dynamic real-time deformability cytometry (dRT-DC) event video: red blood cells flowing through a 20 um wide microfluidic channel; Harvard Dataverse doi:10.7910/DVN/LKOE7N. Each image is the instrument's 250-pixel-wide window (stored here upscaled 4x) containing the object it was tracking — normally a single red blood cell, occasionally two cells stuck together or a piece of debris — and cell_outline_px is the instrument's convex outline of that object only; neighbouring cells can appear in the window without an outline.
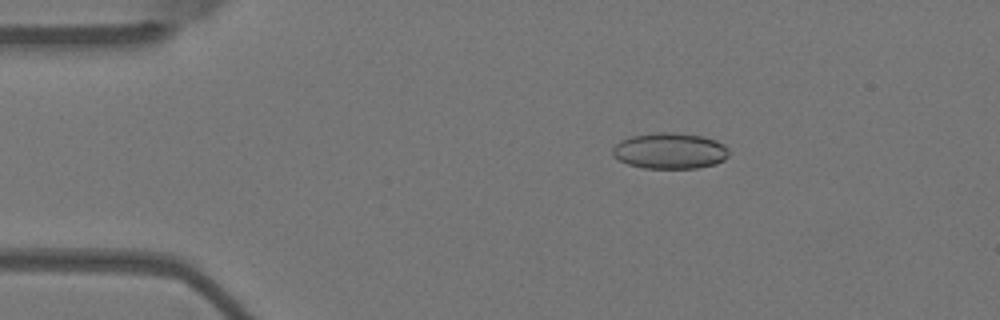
{"species": "Egyptian fruit bat (a non-hibernating species)", "species_latin": "Rousettus aegyptiacus", "temperature_condition": "warm", "stored_images_in_passage": 15, "camera_frame_rate_fps": 3000, "um_per_image_px": 0.085, "animal": {"sex": "female"}, "frame": {"image": 1, "passage_image": 10, "time_ms": 3.0, "image_size_px": [1000, 320], "cell_outline_px": [[728, 156], [724, 160], [716, 164], [696, 168], [644, 168], [628, 164], [612, 156], [612, 148], [620, 140], [632, 136], [656, 132], [672, 132], [704, 136], [716, 140], [724, 144], [728, 148]], "centroid_in_image_um": [56.95, 12.82], "position_along_channel_um": 28.1, "area_um2": 24.57}}